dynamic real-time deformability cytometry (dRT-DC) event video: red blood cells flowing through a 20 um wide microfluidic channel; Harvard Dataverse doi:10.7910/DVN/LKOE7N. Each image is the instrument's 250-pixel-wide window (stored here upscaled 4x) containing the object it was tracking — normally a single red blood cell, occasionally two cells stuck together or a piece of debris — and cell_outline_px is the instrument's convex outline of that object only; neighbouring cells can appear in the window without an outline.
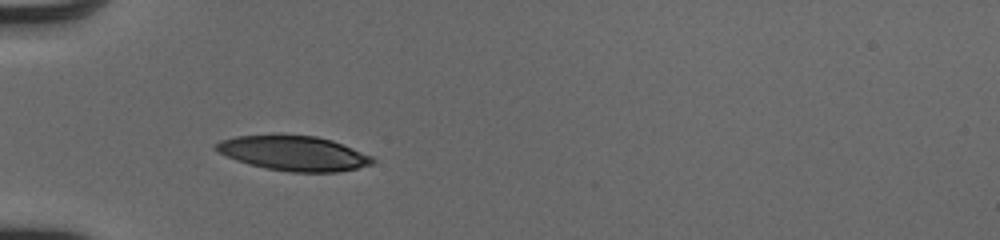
{"species": "human", "species_latin": "Homo sapiens", "temperature_condition": "cold", "stored_images_in_passage": 35, "camera_frame_rate_fps": 3000, "um_per_image_px": 0.085, "donor": {"sex": "male"}, "frame": {"image": 1, "passage_image": 1, "time_ms": 0.0, "image_size_px": [1000, 240], "cell_outline_px": [[376, 160], [372, 164], [356, 168], [336, 172], [288, 172], [268, 168], [236, 160], [216, 152], [212, 148], [220, 140], [236, 136], [280, 132], [316, 136], [332, 140], [372, 156]], "centroid_in_image_um": [24.91, 12.98], "position_along_channel_um": 60.1, "area_um2": 32.43}}
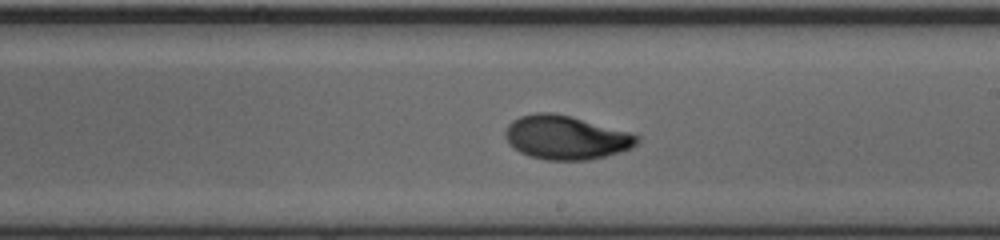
{"frame": {"image": 2, "passage_image": 15, "time_ms": 4.667, "image_size_px": [1000, 240], "cell_outline_px": [[640, 140], [632, 148], [620, 152], [588, 160], [548, 160], [528, 156], [512, 148], [508, 144], [504, 136], [504, 132], [508, 124], [512, 120], [520, 116], [536, 112], [552, 112], [572, 116], [628, 132], [640, 136]], "centroid_in_image_um": [48.06, 11.68], "position_along_channel_um": 240.9, "area_um2": 33.87}}
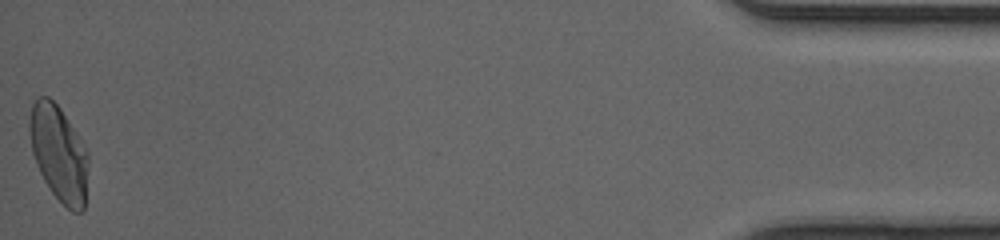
{"frame": {"image": 3, "passage_image": 35, "time_ms": 11.333, "image_size_px": [1000, 240], "cell_outline_px": [[88, 164], [84, 212], [72, 212], [52, 192], [44, 180], [36, 164], [32, 152], [28, 128], [28, 120], [32, 104], [40, 96], [48, 96], [60, 108], [84, 144], [88, 152]], "centroid_in_image_um": [4.99, 13.02], "position_along_channel_um": 430.2, "area_um2": 32.77}, "authors_computed_cell_mechanics": {"area_um2": 32.4258, "velocity_mm_per_s": 4.1048, "shape_relaxation_time_tau1_ms": 4.0152, "shape_relaxation_time_tau2_ms": 1.0383, "deformation_change_tau1": 0.187, "deformation_change_tau2": 0.0478}}